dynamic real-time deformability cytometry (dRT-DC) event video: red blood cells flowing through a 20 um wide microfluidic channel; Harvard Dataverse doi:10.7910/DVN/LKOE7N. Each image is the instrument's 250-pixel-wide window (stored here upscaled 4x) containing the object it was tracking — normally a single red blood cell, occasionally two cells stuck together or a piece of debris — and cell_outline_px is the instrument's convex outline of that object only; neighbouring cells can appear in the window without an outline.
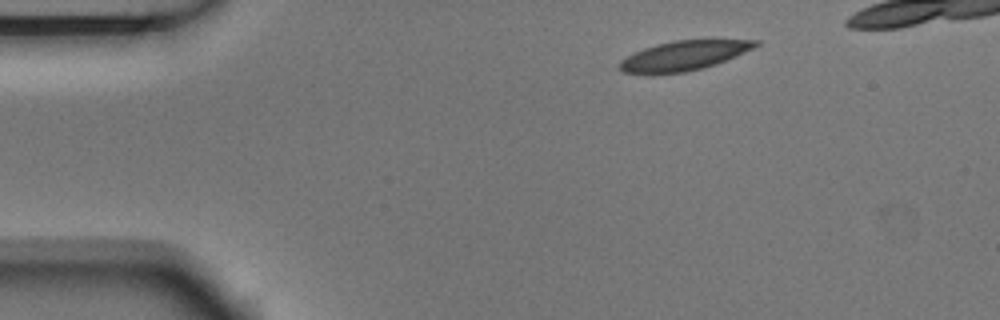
{"species": "Egyptian fruit bat (a non-hibernating species)", "species_latin": "Rousettus aegyptiacus", "temperature_condition": "room temperature", "stored_images_in_passage": 4, "camera_frame_rate_fps": 3000, "um_per_image_px": 0.085, "animal": {"sex": "male"}, "frame": {"image": 1, "passage_image": 1, "time_ms": 0.0, "image_size_px": [1000, 320], "cell_outline_px": [[760, 44], [744, 52], [716, 64], [704, 68], [684, 72], [652, 76], [624, 72], [620, 68], [620, 60], [644, 48], [656, 44], [676, 40], [760, 40]], "centroid_in_image_um": [58.08, 4.76], "position_along_channel_um": 26.9, "area_um2": 23.52}}